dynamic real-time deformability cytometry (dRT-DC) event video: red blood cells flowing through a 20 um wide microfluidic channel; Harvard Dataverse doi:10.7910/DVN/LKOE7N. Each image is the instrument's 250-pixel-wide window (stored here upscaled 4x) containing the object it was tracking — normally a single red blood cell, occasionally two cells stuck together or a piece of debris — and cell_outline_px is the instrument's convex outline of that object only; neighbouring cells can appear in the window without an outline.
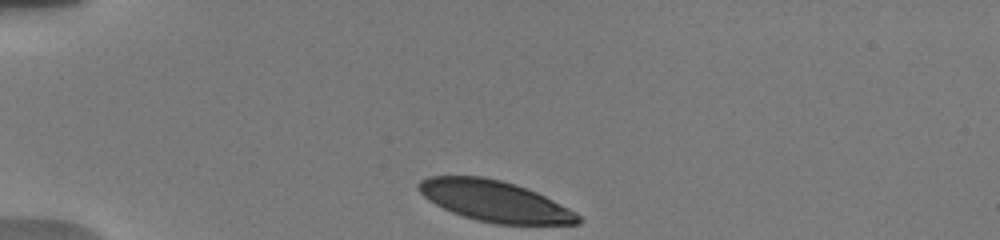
{"species": "human", "species_latin": "Homo sapiens", "temperature_condition": "warm", "stored_images_in_passage": 54, "camera_frame_rate_fps": 3000, "um_per_image_px": 0.085, "donor": {"sex": "male"}, "frame": {"image": 1, "passage_image": 1, "time_ms": 0.0, "image_size_px": [1000, 240], "cell_outline_px": [[584, 220], [580, 224], [496, 224], [476, 220], [452, 212], [428, 200], [416, 188], [416, 184], [420, 180], [428, 176], [484, 176], [500, 180], [536, 192], [576, 212]], "centroid_in_image_um": [42.03, 17.1], "position_along_channel_um": 43.0, "area_um2": 37.86}}
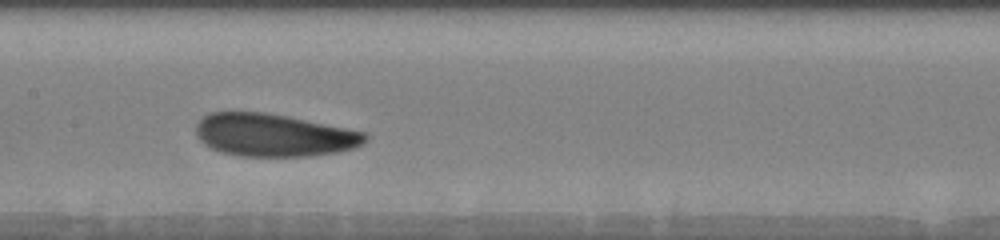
{"frame": {"image": 2, "passage_image": 23, "time_ms": 5.0, "image_size_px": [1000, 240], "cell_outline_px": [[368, 140], [364, 144], [356, 148], [336, 152], [308, 156], [240, 156], [224, 152], [212, 148], [204, 144], [196, 136], [196, 124], [208, 112], [264, 112], [288, 116], [368, 132]], "centroid_in_image_um": [23.32, 11.48], "position_along_channel_um": 184.1, "area_um2": 42.37}}
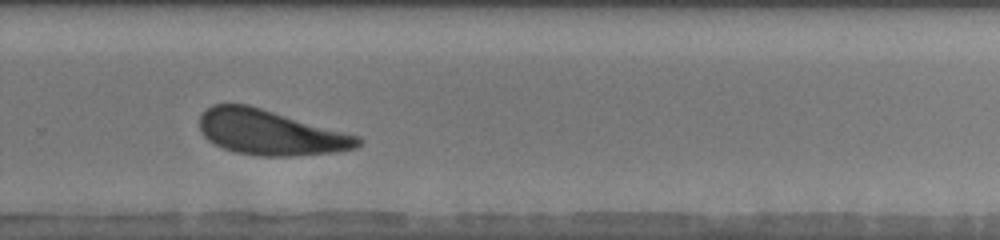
{"frame": {"image": 3, "passage_image": 38, "time_ms": 8.333, "image_size_px": [1000, 240], "cell_outline_px": [[364, 140], [356, 148], [332, 152], [292, 156], [260, 156], [236, 152], [212, 144], [200, 132], [200, 116], [212, 104], [248, 104], [360, 136]], "centroid_in_image_um": [22.97, 11.26], "position_along_channel_um": 306.8, "area_um2": 41.56}, "authors_computed_cell_mechanics": {"area_um2": 42.2229, "velocity_mm_per_s": 3.6932, "shape_relaxation_time_tau1_ms": 2.9762, "shape_relaxation_time_tau2_ms": null, "deformation_change_tau1": 0.1094, "deformation_change_tau2": null}}